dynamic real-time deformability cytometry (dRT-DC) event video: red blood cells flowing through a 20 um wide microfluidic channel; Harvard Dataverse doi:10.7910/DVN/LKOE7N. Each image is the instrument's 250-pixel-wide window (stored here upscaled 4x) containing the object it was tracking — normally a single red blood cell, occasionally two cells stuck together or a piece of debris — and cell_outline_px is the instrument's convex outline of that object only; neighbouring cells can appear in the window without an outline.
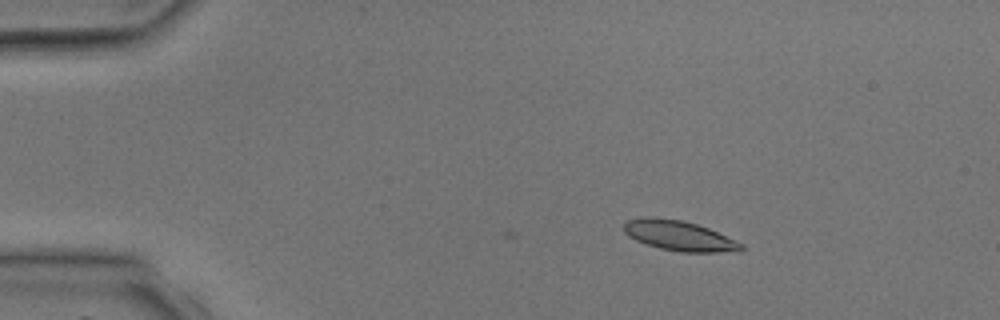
{"species": "common noctule bat (a hibernating species)", "species_latin": "Nyctalus noctula", "temperature_condition": "room temperature", "stored_images_in_passage": 3, "camera_frame_rate_fps": 3000, "um_per_image_px": 0.085, "animal": {"sex": "male", "body_mass_g": 17.9, "forearm_length_mm": 54.2}, "frame": {"image": 1, "passage_image": 2, "time_ms": 1.333, "image_size_px": [1000, 320], "cell_outline_px": [[744, 248], [740, 252], [680, 252], [660, 248], [636, 240], [628, 236], [624, 232], [624, 224], [628, 220], [644, 216], [648, 216], [684, 220], [708, 228], [744, 244]], "centroid_in_image_um": [57.75, 20.03], "position_along_channel_um": 27.3, "area_um2": 20.63}}